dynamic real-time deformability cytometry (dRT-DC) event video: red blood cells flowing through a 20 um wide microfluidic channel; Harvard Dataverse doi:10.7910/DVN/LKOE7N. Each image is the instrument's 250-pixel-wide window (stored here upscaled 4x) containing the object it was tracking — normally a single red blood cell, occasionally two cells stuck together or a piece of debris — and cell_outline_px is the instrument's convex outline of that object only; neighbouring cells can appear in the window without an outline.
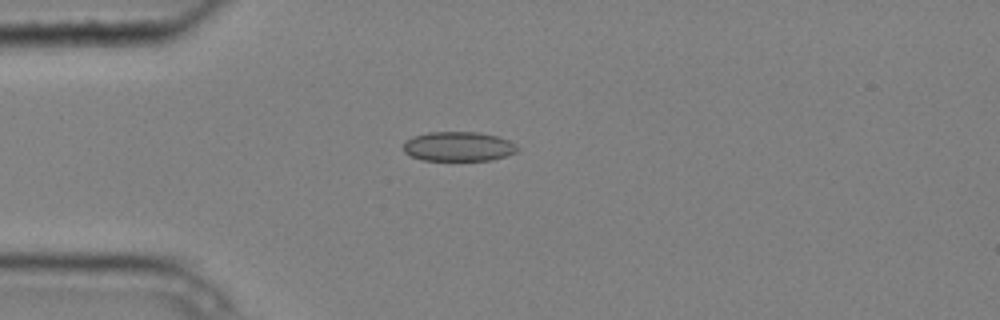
{"species": "common noctule bat (a hibernating species)", "species_latin": "Nyctalus noctula", "temperature_condition": "cold", "stored_images_in_passage": 7, "camera_frame_rate_fps": 3000, "um_per_image_px": 0.085, "animal": {"sex": "male", "body_mass_g": 20.4}, "frame": {"image": 1, "passage_image": 1, "time_ms": 0.0, "image_size_px": [1000, 320], "cell_outline_px": [[520, 148], [516, 152], [508, 156], [492, 160], [424, 160], [412, 156], [404, 152], [404, 144], [412, 136], [428, 132], [480, 132], [496, 136], [508, 140], [516, 144]], "centroid_in_image_um": [39.01, 12.45], "position_along_channel_um": 46.0, "area_um2": 19.65}}
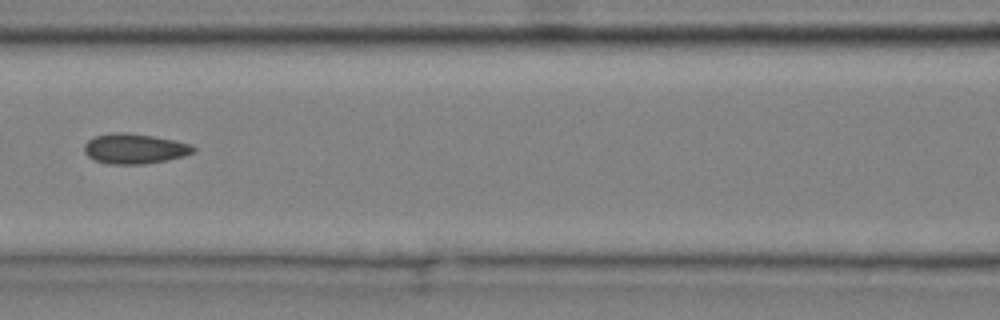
{"frame": {"image": 2, "passage_image": 4, "time_ms": 1.0, "image_size_px": [1000, 320], "cell_outline_px": [[196, 152], [184, 156], [168, 160], [144, 164], [108, 164], [96, 160], [88, 156], [84, 152], [84, 144], [88, 140], [96, 136], [112, 132], [128, 132], [176, 140], [192, 144], [196, 148]], "centroid_in_image_um": [11.48, 12.63], "position_along_channel_um": 155.1, "area_um2": 19.36}}
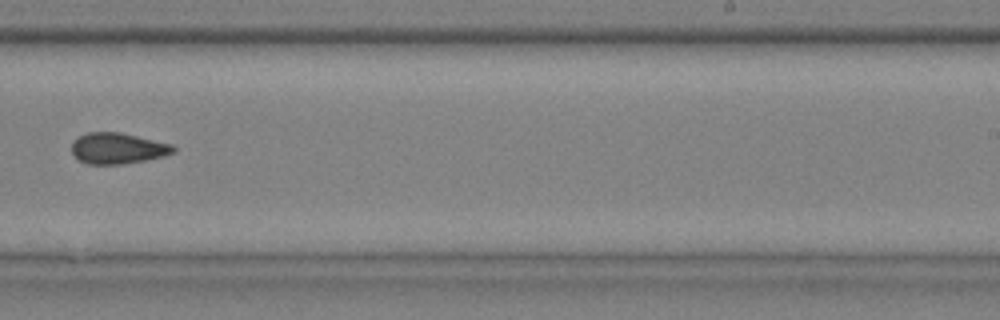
{"frame": {"image": 3, "passage_image": 7, "time_ms": 2.0, "image_size_px": [1000, 320], "cell_outline_px": [[176, 152], [164, 156], [144, 160], [120, 164], [88, 164], [80, 160], [72, 152], [72, 140], [88, 132], [120, 132], [172, 144], [176, 148]], "centroid_in_image_um": [10.02, 12.6], "position_along_channel_um": 279.0, "area_um2": 18.26}}